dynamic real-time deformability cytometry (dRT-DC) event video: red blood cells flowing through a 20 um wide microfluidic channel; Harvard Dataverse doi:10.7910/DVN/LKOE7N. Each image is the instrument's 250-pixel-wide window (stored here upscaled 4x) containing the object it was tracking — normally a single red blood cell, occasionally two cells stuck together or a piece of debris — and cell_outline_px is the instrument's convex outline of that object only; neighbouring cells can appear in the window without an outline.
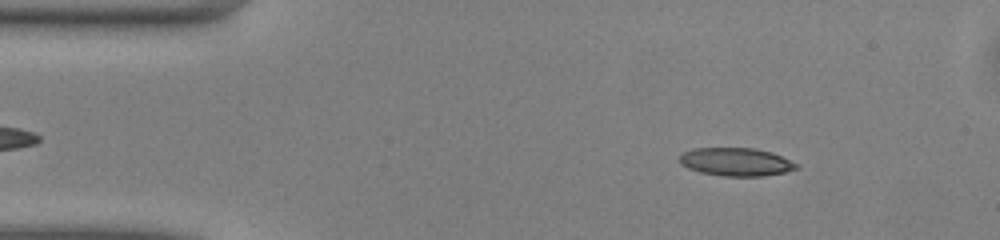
{"species": "common noctule bat (a hibernating species)", "species_latin": "Nyctalus noctula", "temperature_condition": "warm", "stored_images_in_passage": 48, "camera_frame_rate_fps": 3000, "um_per_image_px": 0.085, "animal": {"sex": "male", "body_mass_g": 13.0, "forearm_length_mm": 53.1}, "frame": {"image": 1, "passage_image": 6, "time_ms": 1.667, "image_size_px": [1000, 240], "cell_outline_px": [[800, 168], [784, 172], [764, 176], [724, 176], [700, 172], [688, 168], [680, 164], [680, 156], [684, 152], [692, 148], [756, 148], [772, 152], [800, 164]], "centroid_in_image_um": [62.6, 13.76], "position_along_channel_um": 22.4, "area_um2": 19.31}}
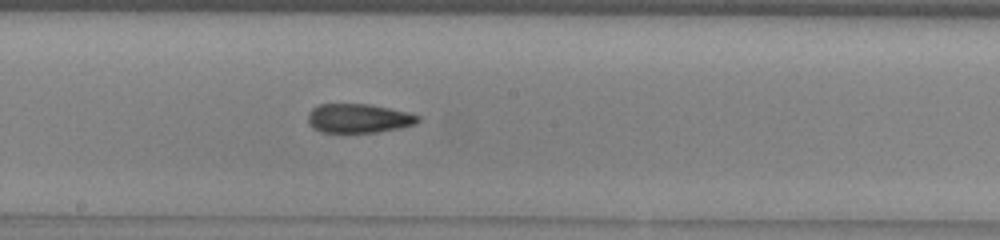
{"frame": {"image": 2, "passage_image": 25, "time_ms": 8.0, "image_size_px": [1000, 240], "cell_outline_px": [[420, 120], [416, 124], [400, 128], [376, 132], [320, 132], [312, 128], [308, 124], [308, 112], [312, 108], [320, 104], [368, 104], [408, 112], [420, 116]], "centroid_in_image_um": [30.46, 10.06], "position_along_channel_um": 217.7, "area_um2": 18.73}}
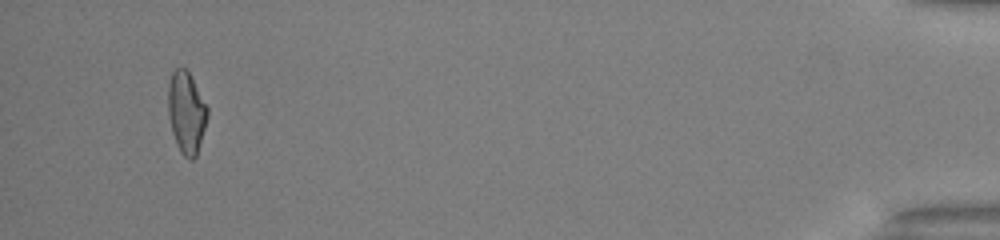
{"frame": {"image": 3, "passage_image": 46, "time_ms": 15.0, "image_size_px": [1000, 240], "cell_outline_px": [[208, 116], [196, 156], [192, 160], [188, 160], [180, 152], [172, 132], [168, 116], [168, 84], [172, 72], [180, 64], [188, 68], [208, 108]], "centroid_in_image_um": [15.83, 9.5], "position_along_channel_um": 419.4, "area_um2": 19.07}, "authors_computed_cell_mechanics": {"area_um2": 18.9584, "velocity_mm_per_s": 4.1232, "shape_relaxation_time_tau1_ms": 9.051, "shape_relaxation_time_tau2_ms": 2.545, "deformation_change_tau1": 0.2326, "deformation_change_tau2": 0.1185}}